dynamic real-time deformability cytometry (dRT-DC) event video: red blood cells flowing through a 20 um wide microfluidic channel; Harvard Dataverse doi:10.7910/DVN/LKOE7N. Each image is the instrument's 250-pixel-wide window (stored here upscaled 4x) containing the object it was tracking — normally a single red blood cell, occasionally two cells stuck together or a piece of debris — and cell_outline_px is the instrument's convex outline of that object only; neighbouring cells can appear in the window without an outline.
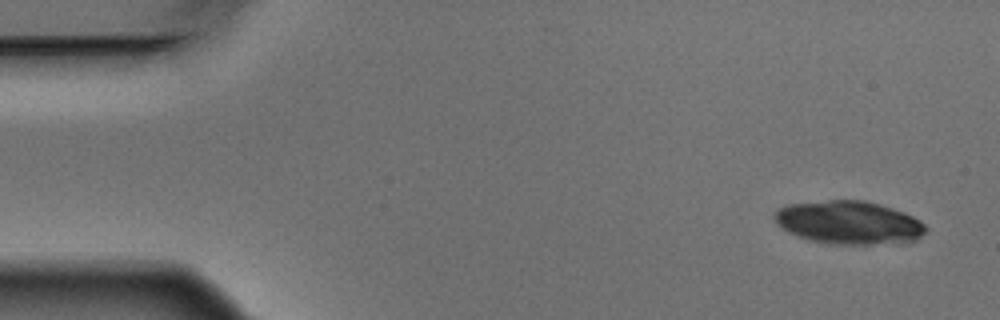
{"species": "Egyptian fruit bat (a non-hibernating species)", "species_latin": "Rousettus aegyptiacus", "temperature_condition": "warm", "stored_images_in_passage": 5, "camera_frame_rate_fps": 3000, "um_per_image_px": 0.085, "animal": {"sex": "male"}, "frame": {"image": 1, "passage_image": 1, "time_ms": 0.0, "image_size_px": [1000, 320], "cell_outline_px": [[928, 232], [916, 240], [872, 244], [828, 244], [808, 240], [796, 236], [780, 228], [776, 224], [772, 216], [780, 208], [788, 204], [828, 200], [864, 200], [880, 204], [904, 212], [920, 220], [928, 228]], "centroid_in_image_um": [72.13, 18.92], "position_along_channel_um": 12.9, "area_um2": 38.38}}